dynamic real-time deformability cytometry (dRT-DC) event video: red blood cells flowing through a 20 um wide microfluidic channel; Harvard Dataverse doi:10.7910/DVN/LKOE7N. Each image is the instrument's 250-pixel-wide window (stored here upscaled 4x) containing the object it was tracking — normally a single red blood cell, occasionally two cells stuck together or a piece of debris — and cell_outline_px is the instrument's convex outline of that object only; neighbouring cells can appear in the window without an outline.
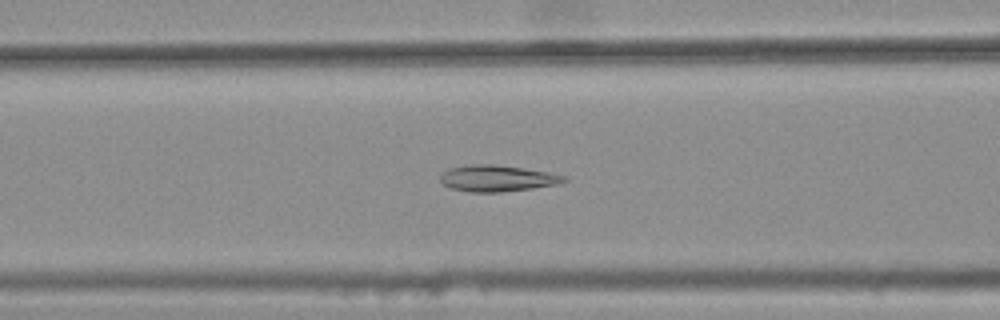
{"species": "common noctule bat (a hibernating species)", "species_latin": "Nyctalus noctula", "temperature_condition": "warm", "stored_images_in_passage": 33, "camera_frame_rate_fps": 3000, "um_per_image_px": 0.085, "animal": {"sex": "female", "body_mass_g": 25.1}, "frame": {"image": 1, "passage_image": 9, "time_ms": 2.667, "image_size_px": [1000, 320], "cell_outline_px": [[568, 180], [560, 184], [532, 188], [500, 192], [468, 192], [452, 188], [444, 184], [440, 180], [440, 176], [448, 168], [472, 164], [492, 164], [524, 168], [548, 172], [564, 176]], "centroid_in_image_um": [42.27, 15.16], "position_along_channel_um": 124.3, "area_um2": 18.9}}
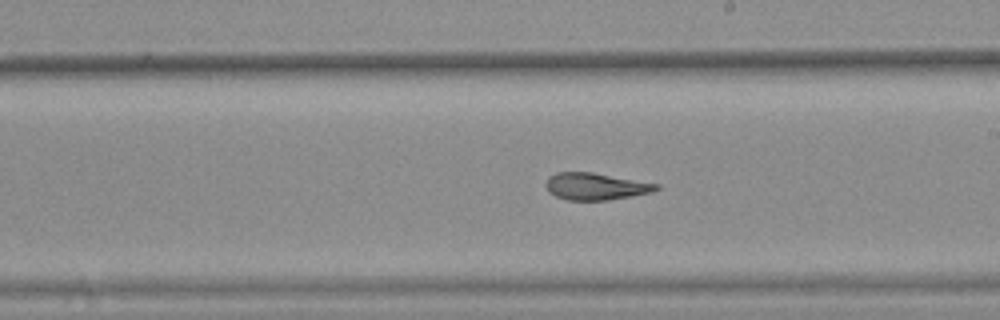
{"frame": {"image": 2, "passage_image": 18, "time_ms": 5.667, "image_size_px": [1000, 320], "cell_outline_px": [[660, 188], [652, 192], [632, 196], [608, 200], [568, 200], [556, 196], [548, 192], [544, 184], [548, 176], [556, 172], [592, 172], [660, 184]], "centroid_in_image_um": [50.61, 15.84], "position_along_channel_um": 238.4, "area_um2": 17.51}}
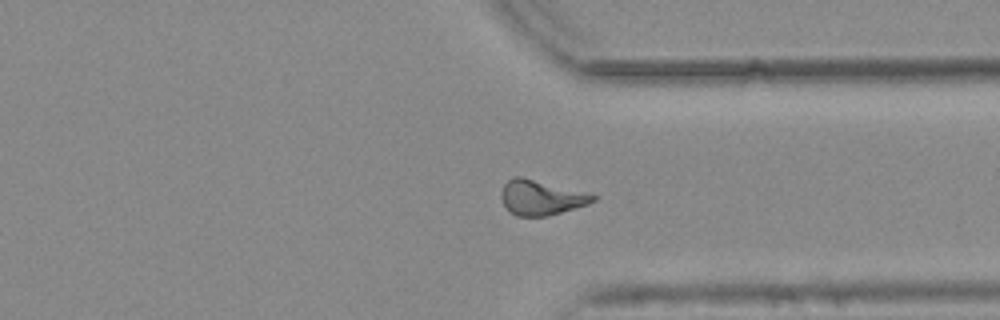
{"frame": {"image": 3, "passage_image": 28, "time_ms": 9.0, "image_size_px": [1000, 320], "cell_outline_px": [[596, 200], [588, 204], [548, 216], [516, 216], [504, 204], [500, 196], [504, 184], [512, 176], [524, 176], [596, 196]], "centroid_in_image_um": [45.95, 16.78], "position_along_channel_um": 365.5, "area_um2": 18.38}, "authors_computed_cell_mechanics": {"area_um2": 17.918, "velocity_mm_per_s": 3.8165, "shape_relaxation_time_tau1_ms": null, "shape_relaxation_time_tau2_ms": 2.7304, "deformation_change_tau1": null, "deformation_change_tau2": 0.1036}}